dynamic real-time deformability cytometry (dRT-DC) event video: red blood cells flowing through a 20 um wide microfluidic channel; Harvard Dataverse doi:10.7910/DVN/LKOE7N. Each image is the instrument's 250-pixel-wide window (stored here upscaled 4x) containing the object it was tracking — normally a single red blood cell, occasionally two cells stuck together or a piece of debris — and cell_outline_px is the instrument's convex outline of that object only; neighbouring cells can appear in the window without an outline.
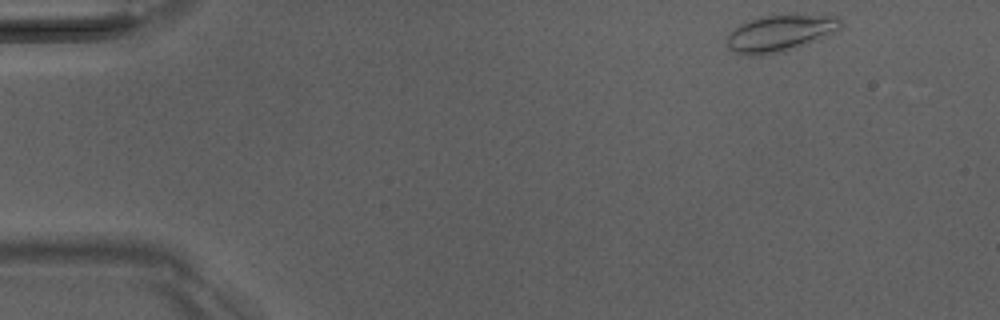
{"species": "Egyptian fruit bat (a non-hibernating species)", "species_latin": "Rousettus aegyptiacus", "temperature_condition": "room temperature", "stored_images_in_passage": 37, "camera_frame_rate_fps": 3000, "um_per_image_px": 0.085, "animal": {"sex": "male"}, "frame": {"image": 1, "passage_image": 1, "time_ms": 0.0, "image_size_px": [1000, 320], "cell_outline_px": [[844, 24], [840, 28], [796, 48], [780, 52], [752, 56], [732, 52], [728, 48], [728, 32], [740, 24], [764, 16], [840, 16]], "centroid_in_image_um": [66.26, 2.84], "position_along_channel_um": 18.7, "area_um2": 23.52}, "authors_computed_cell_mechanics": {"area_um2": 19.9988, "velocity_mm_per_s": 4.0677, "shape_relaxation_time_tau1_ms": 3.725, "shape_relaxation_time_tau2_ms": null, "deformation_change_tau1": 0.1206, "deformation_change_tau2": null}}